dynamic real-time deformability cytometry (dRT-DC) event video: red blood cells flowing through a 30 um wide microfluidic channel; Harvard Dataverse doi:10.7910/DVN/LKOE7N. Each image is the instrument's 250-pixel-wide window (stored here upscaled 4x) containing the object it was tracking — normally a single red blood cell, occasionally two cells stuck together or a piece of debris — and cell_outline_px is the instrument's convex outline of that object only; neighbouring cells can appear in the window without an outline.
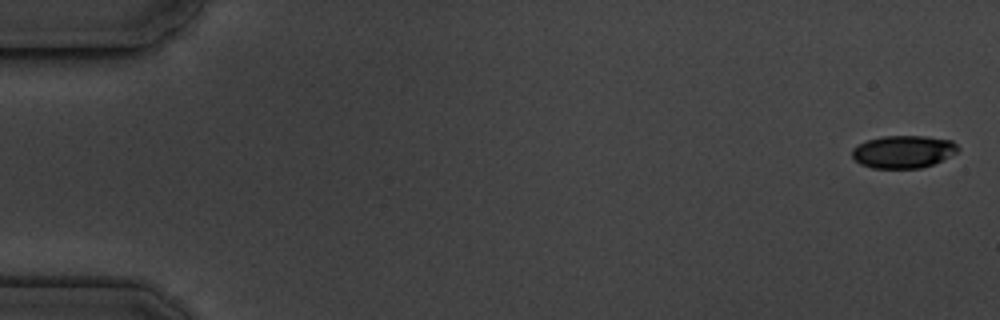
{"species": "common noctule bat (a hibernating species)", "species_latin": "Nyctalus noctula", "temperature_condition": "cold", "stored_images_in_passage": 8, "camera_frame_rate_fps": 3000, "um_per_image_px": 0.085, "animal": {"sex": "male", "body_mass_g": 19.5, "forearm_length_mm": 54.6}, "frame": {"image": 1, "passage_image": 1, "time_ms": 0.0, "image_size_px": [1000, 320], "cell_outline_px": [[960, 148], [956, 152], [932, 164], [920, 168], [872, 168], [860, 164], [852, 156], [852, 148], [868, 140], [880, 136], [924, 136], [952, 140]], "centroid_in_image_um": [76.76, 12.89], "position_along_channel_um": 8.2, "area_um2": 19.94}}
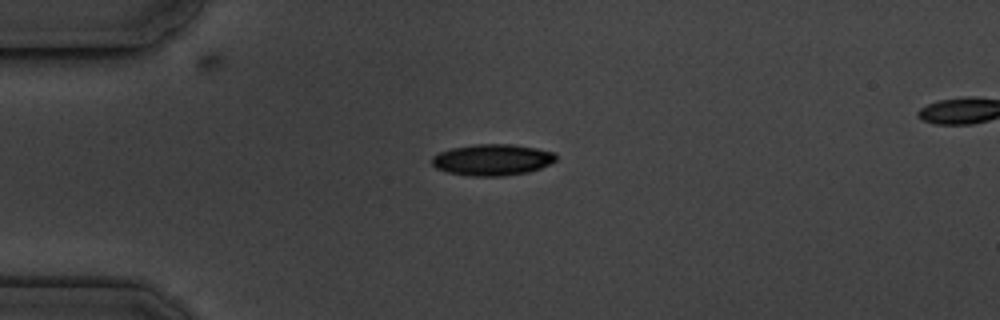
{"frame": {"image": 2, "passage_image": 5, "time_ms": 4.333, "image_size_px": [1000, 320], "cell_outline_px": [[556, 160], [540, 168], [528, 172], [504, 176], [468, 176], [448, 172], [436, 168], [432, 164], [432, 156], [440, 152], [452, 148], [476, 144], [512, 144], [536, 148], [556, 152]], "centroid_in_image_um": [41.85, 13.58], "position_along_channel_um": 43.1, "area_um2": 22.66}}
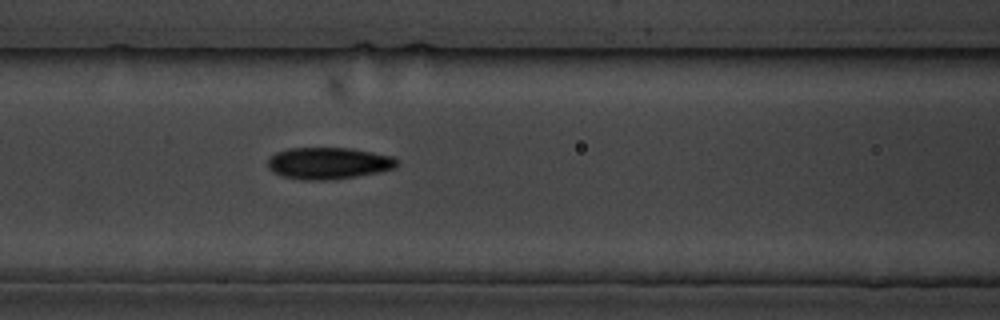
{"frame": {"image": 3, "passage_image": 8, "time_ms": 7.667, "image_size_px": [1000, 320], "cell_outline_px": [[396, 168], [380, 172], [356, 176], [324, 180], [300, 180], [280, 176], [272, 172], [268, 168], [268, 160], [276, 152], [288, 148], [352, 148], [392, 156], [396, 160]], "centroid_in_image_um": [27.88, 13.88], "position_along_channel_um": 138.7, "area_um2": 23.93}}